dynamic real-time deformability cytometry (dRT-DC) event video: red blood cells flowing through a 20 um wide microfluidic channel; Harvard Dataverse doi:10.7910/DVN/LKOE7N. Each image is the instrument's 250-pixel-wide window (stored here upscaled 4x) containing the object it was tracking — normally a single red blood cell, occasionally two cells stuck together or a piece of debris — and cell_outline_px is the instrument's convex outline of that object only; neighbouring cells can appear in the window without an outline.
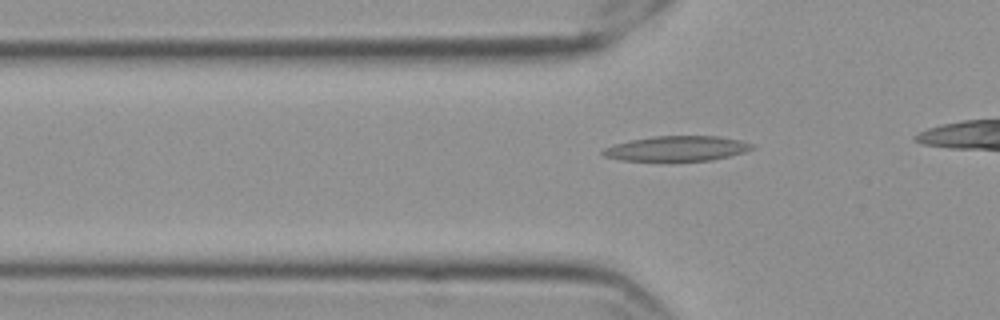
{"species": "Egyptian fruit bat (a non-hibernating species)", "species_latin": "Rousettus aegyptiacus", "temperature_condition": "cold", "stored_images_in_passage": 11, "camera_frame_rate_fps": 3000, "um_per_image_px": 0.085, "frame": {"image": 1, "passage_image": 4, "time_ms": 1.0, "image_size_px": [1000, 320], "cell_outline_px": [[756, 148], [744, 152], [712, 160], [620, 160], [604, 156], [600, 152], [604, 148], [616, 144], [632, 140], [652, 136], [716, 136], [740, 140], [752, 144]], "centroid_in_image_um": [57.54, 12.62], "position_along_channel_um": 68.3, "area_um2": 21.44}}
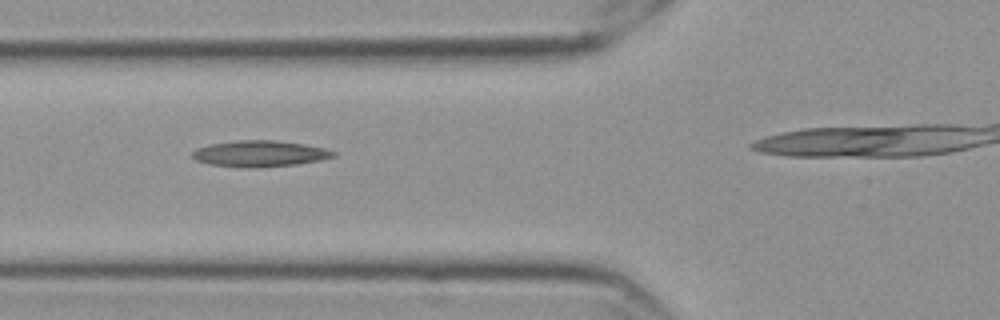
{"frame": {"image": 2, "passage_image": 7, "time_ms": 2.0, "image_size_px": [1000, 320], "cell_outline_px": [[336, 156], [320, 160], [296, 164], [260, 168], [240, 168], [208, 164], [196, 160], [192, 156], [192, 152], [196, 148], [208, 144], [236, 140], [276, 140], [304, 144], [324, 148], [336, 152]], "centroid_in_image_um": [22.05, 13.06], "position_along_channel_um": 103.8, "area_um2": 21.79}}
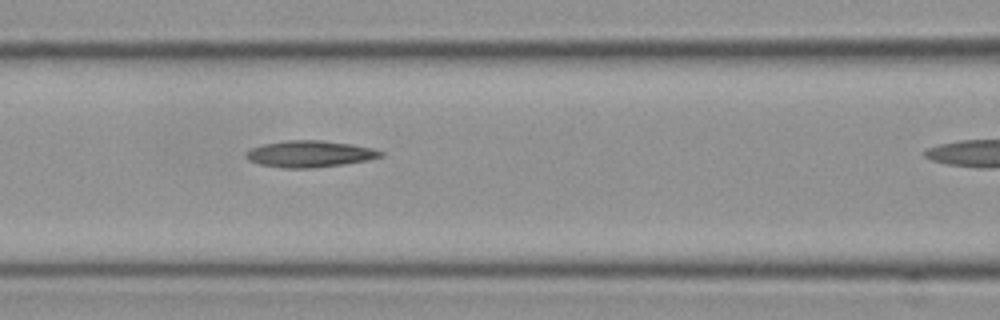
{"frame": {"image": 3, "passage_image": 10, "time_ms": 3.0, "image_size_px": [1000, 320], "cell_outline_px": [[384, 156], [368, 160], [344, 164], [312, 168], [280, 168], [260, 164], [248, 160], [244, 156], [244, 152], [252, 148], [264, 144], [284, 140], [320, 140], [348, 144], [372, 148], [384, 152]], "centroid_in_image_um": [26.3, 13.09], "position_along_channel_um": 140.3, "area_um2": 20.87}}